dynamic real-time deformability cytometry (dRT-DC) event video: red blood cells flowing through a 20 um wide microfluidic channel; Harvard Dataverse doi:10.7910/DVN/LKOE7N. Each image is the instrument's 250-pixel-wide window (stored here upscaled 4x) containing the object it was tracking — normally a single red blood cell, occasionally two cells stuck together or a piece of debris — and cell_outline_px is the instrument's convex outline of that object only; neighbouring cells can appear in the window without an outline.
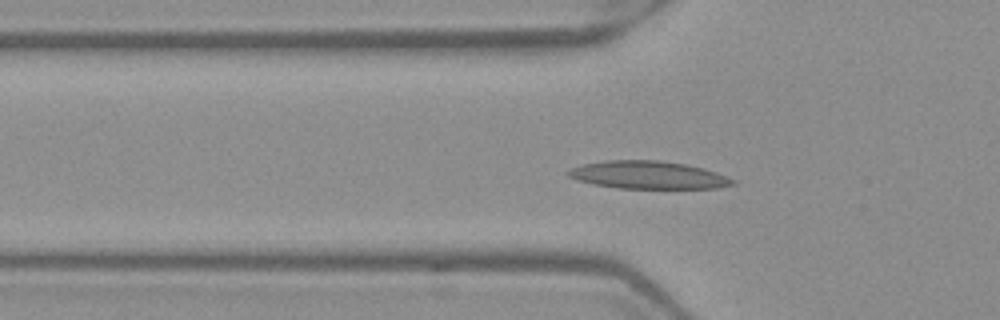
{"species": "Egyptian fruit bat (a non-hibernating species)", "species_latin": "Rousettus aegyptiacus", "temperature_condition": "warm", "stored_images_in_passage": 52, "segment_of_instrument_passage": [1, 2], "camera_frame_rate_fps": 3000, "um_per_image_px": 0.085, "frame": {"image": 1, "passage_image": 17, "time_ms": 5.333, "image_size_px": [1000, 320], "cell_outline_px": [[736, 184], [716, 188], [616, 188], [592, 184], [568, 176], [564, 172], [572, 168], [584, 164], [604, 160], [656, 160], [684, 164], [704, 168], [716, 172], [736, 180]], "centroid_in_image_um": [55.1, 14.87], "position_along_channel_um": 70.7, "area_um2": 26.53}}
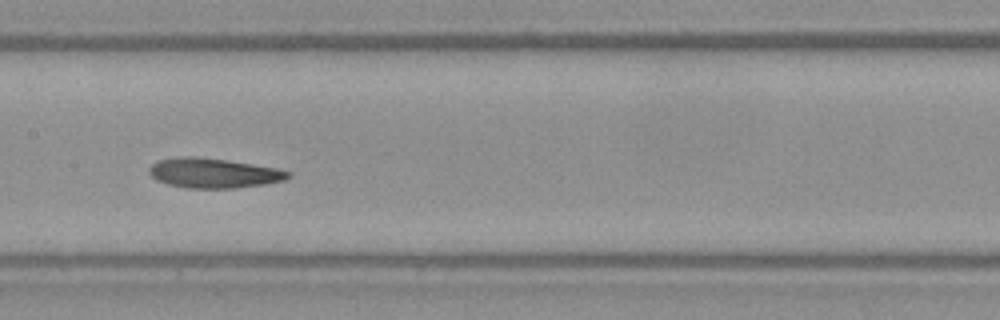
{"frame": {"image": 2, "passage_image": 26, "time_ms": 8.333, "image_size_px": [1000, 320], "cell_outline_px": [[292, 176], [284, 180], [264, 184], [236, 188], [188, 188], [168, 184], [156, 180], [148, 172], [148, 168], [156, 160], [176, 156], [196, 156], [228, 160], [276, 168], [292, 172]], "centroid_in_image_um": [18.12, 14.7], "position_along_channel_um": 189.3, "area_um2": 24.33}}
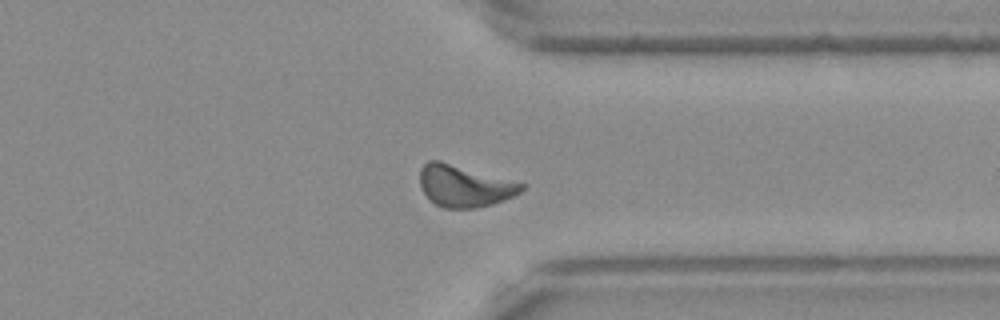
{"frame": {"image": 3, "passage_image": 40, "time_ms": 13.0, "image_size_px": [1000, 320], "cell_outline_px": [[528, 184], [520, 192], [504, 200], [492, 204], [476, 208], [444, 208], [436, 204], [420, 188], [420, 168], [428, 160], [440, 160]], "centroid_in_image_um": [39.49, 15.79], "position_along_channel_um": 371.9, "area_um2": 24.8}}